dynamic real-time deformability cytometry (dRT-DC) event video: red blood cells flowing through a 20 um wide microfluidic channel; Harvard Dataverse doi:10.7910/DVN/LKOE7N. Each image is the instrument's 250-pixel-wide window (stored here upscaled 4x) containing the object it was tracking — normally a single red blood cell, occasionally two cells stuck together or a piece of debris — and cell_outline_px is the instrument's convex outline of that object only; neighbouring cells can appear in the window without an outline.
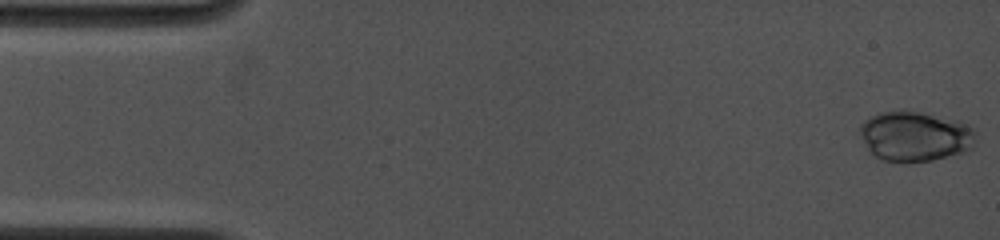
{"species": "common noctule bat (a hibernating species)", "species_latin": "Nyctalus noctula", "temperature_condition": "cold", "stored_images_in_passage": 32, "camera_frame_rate_fps": 4500, "um_per_image_px": 0.085, "animal": {"sex": "female", "body_mass_g": 19.0, "forearm_length_mm": 53.3}, "frame": {"image": 1, "passage_image": 1, "time_ms": 0.0, "image_size_px": [1000, 240], "cell_outline_px": [[976, 132], [972, 148], [964, 152], [932, 160], [884, 160], [876, 156], [868, 148], [860, 132], [860, 124], [864, 120], [880, 112], [900, 108], [904, 108], [956, 120], [968, 124]], "centroid_in_image_um": [77.8, 11.52], "position_along_channel_um": 7.2, "area_um2": 33.52}}
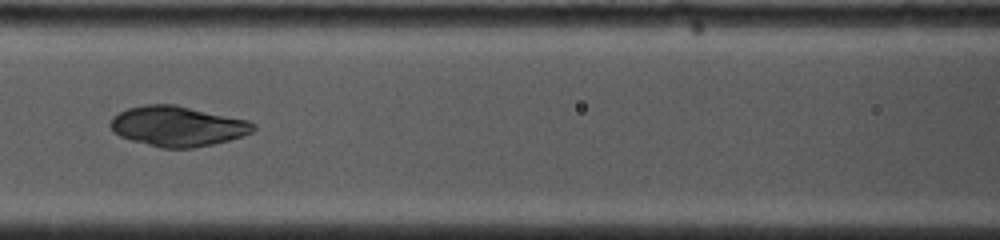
{"frame": {"image": 2, "passage_image": 15, "time_ms": 6.889, "image_size_px": [1000, 240], "cell_outline_px": [[256, 128], [252, 132], [228, 140], [212, 144], [192, 148], [160, 148], [132, 140], [120, 136], [112, 132], [108, 124], [112, 116], [128, 108], [144, 104], [176, 104], [248, 120], [256, 124]], "centroid_in_image_um": [15.06, 10.72], "position_along_channel_um": 151.5, "area_um2": 33.58}}
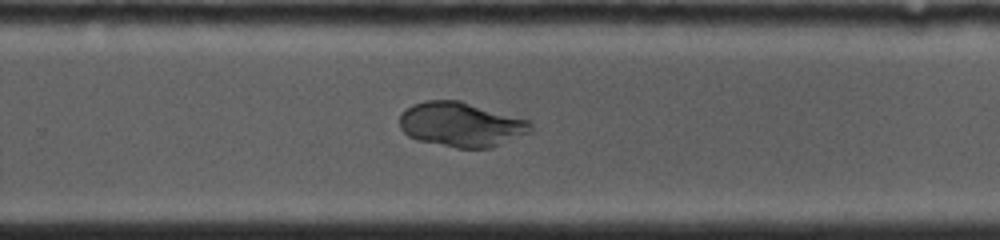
{"frame": {"image": 3, "passage_image": 24, "time_ms": 10.444, "image_size_px": [1000, 240], "cell_outline_px": [[532, 132], [488, 148], [456, 148], [416, 140], [408, 136], [400, 128], [400, 116], [412, 104], [428, 100], [460, 100], [528, 120], [532, 124]], "centroid_in_image_um": [39.19, 10.58], "position_along_channel_um": 290.6, "area_um2": 33.93}}